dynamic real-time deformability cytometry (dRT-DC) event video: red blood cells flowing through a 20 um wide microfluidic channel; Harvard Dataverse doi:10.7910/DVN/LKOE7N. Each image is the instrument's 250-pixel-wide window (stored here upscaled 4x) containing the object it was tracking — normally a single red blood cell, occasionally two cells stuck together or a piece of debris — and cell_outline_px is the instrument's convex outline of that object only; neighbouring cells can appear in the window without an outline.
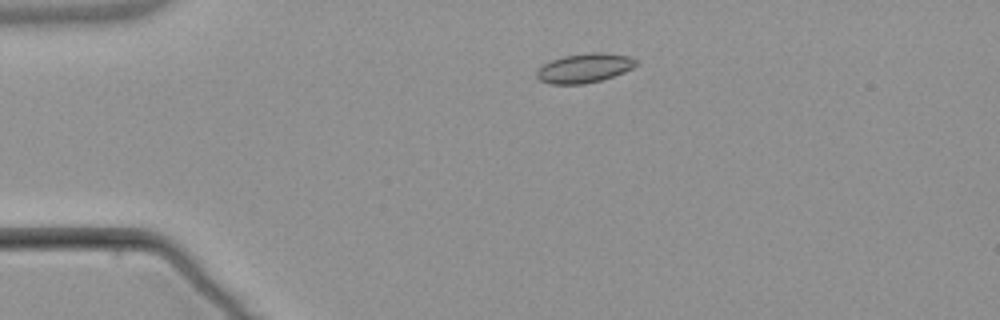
{"species": "common noctule bat (a hibernating species)", "species_latin": "Nyctalus noctula", "temperature_condition": "warm", "stored_images_in_passage": 3, "camera_frame_rate_fps": 3000, "um_per_image_px": 0.085, "animal": {"sex": "male", "body_mass_g": 21.5, "forearm_length_mm": 52.0}, "frame": {"image": 1, "passage_image": 2, "time_ms": 2.333, "image_size_px": [1000, 320], "cell_outline_px": [[636, 64], [632, 68], [624, 72], [600, 80], [584, 84], [548, 84], [540, 80], [536, 76], [536, 72], [544, 64], [552, 60], [564, 56], [588, 52], [604, 52], [632, 56], [636, 60]], "centroid_in_image_um": [49.68, 5.78], "position_along_channel_um": 35.3, "area_um2": 16.94}}